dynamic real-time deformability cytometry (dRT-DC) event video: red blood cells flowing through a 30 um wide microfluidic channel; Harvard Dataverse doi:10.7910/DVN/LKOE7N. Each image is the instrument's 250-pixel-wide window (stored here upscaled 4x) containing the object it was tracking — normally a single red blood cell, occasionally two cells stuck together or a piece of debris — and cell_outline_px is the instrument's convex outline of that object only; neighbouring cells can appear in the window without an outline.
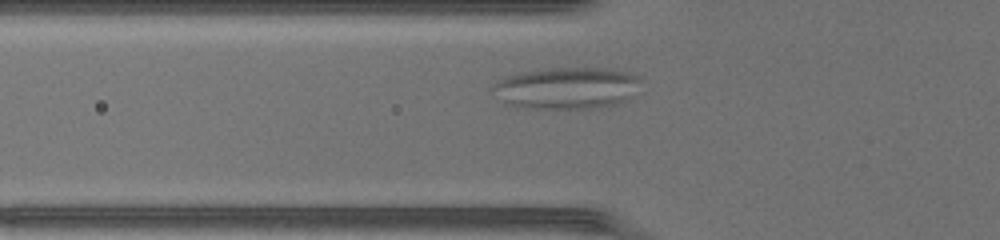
{"species": "common noctule bat (a hibernating species)", "species_latin": "Nyctalus noctula", "temperature_condition": "warm", "stored_images_in_passage": 37, "camera_frame_rate_fps": 3000, "um_per_image_px": 0.085, "animal": {"sex": "female", "body_mass_g": 17.0, "forearm_length_mm": 48.0}, "frame": {"image": 1, "passage_image": 9, "time_ms": 2.667, "image_size_px": [1000, 240], "cell_outline_px": [[640, 80], [628, 96], [624, 100], [616, 104], [592, 108], [528, 108], [504, 104], [492, 88], [492, 84], [496, 80], [504, 76], [524, 72], [548, 68], [612, 68], [628, 72], [640, 76]], "centroid_in_image_um": [48.1, 7.47], "position_along_channel_um": 77.7, "area_um2": 35.72}}
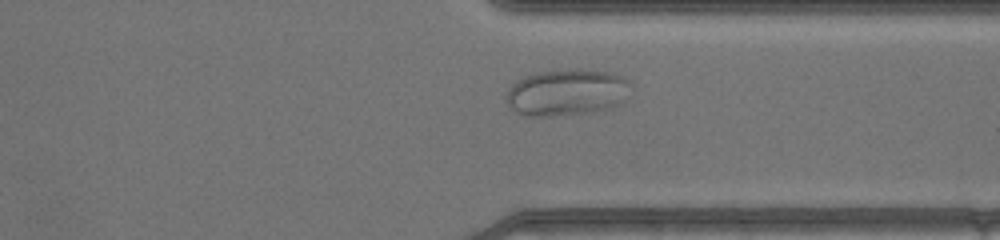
{"frame": {"image": 2, "passage_image": 29, "time_ms": 9.333, "image_size_px": [1000, 240], "cell_outline_px": [[632, 84], [620, 104], [608, 108], [584, 112], [552, 116], [528, 116], [516, 112], [508, 104], [508, 88], [516, 80], [524, 76], [536, 72], [576, 68], [612, 72], [628, 80]], "centroid_in_image_um": [48.17, 7.82], "position_along_channel_um": 363.2, "area_um2": 33.64}}
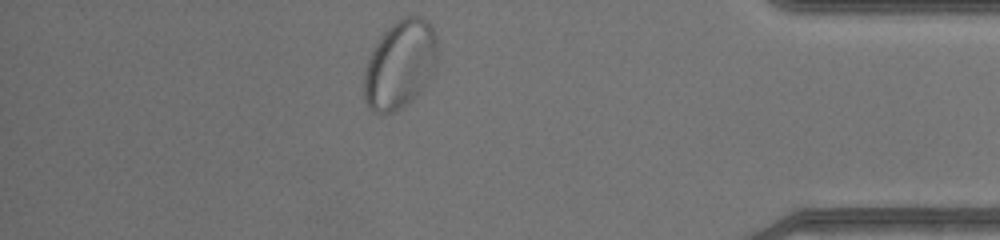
{"frame": {"image": 3, "passage_image": 34, "time_ms": 11.0, "image_size_px": [1000, 240], "cell_outline_px": [[440, 52], [432, 72], [428, 80], [420, 92], [400, 108], [392, 112], [376, 112], [368, 108], [364, 96], [364, 72], [368, 60], [380, 36], [396, 20], [404, 16], [424, 16], [432, 24], [436, 36]], "centroid_in_image_um": [34.04, 5.42], "position_along_channel_um": 401.2, "area_um2": 37.86}}